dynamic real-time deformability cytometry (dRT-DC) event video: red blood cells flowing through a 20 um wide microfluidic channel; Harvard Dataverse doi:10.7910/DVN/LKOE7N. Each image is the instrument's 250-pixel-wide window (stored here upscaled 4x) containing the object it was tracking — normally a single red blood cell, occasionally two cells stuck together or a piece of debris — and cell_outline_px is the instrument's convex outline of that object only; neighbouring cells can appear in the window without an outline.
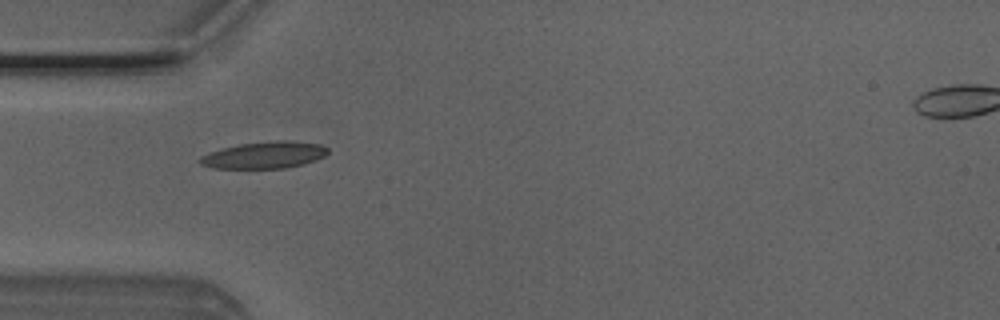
{"species": "Egyptian fruit bat (a non-hibernating species)", "species_latin": "Rousettus aegyptiacus", "temperature_condition": "room temperature", "stored_images_in_passage": 4, "camera_frame_rate_fps": 3000, "um_per_image_px": 0.085, "animal": {"sex": "male"}, "frame": {"image": 1, "passage_image": 1, "time_ms": 0.0, "image_size_px": [1000, 320], "cell_outline_px": [[328, 152], [324, 156], [316, 160], [304, 164], [284, 168], [212, 168], [200, 164], [196, 160], [200, 156], [220, 148], [240, 144], [276, 140], [288, 140], [320, 144], [328, 148]], "centroid_in_image_um": [22.45, 13.18], "position_along_channel_um": 62.6, "area_um2": 20.11}}
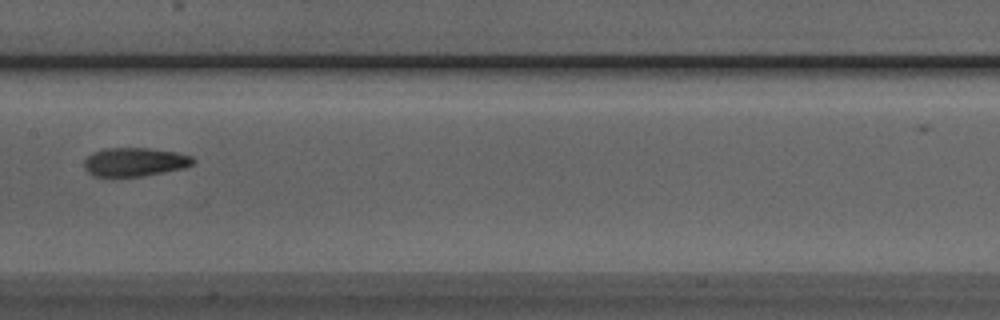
{"frame": {"image": 2, "passage_image": 4, "time_ms": 1.0, "image_size_px": [1000, 320], "cell_outline_px": [[196, 160], [192, 164], [184, 168], [144, 176], [112, 180], [96, 176], [88, 172], [84, 168], [84, 160], [92, 152], [104, 148], [148, 148], [176, 152], [192, 156]], "centroid_in_image_um": [11.4, 13.81], "position_along_channel_um": 196.0, "area_um2": 18.9}}